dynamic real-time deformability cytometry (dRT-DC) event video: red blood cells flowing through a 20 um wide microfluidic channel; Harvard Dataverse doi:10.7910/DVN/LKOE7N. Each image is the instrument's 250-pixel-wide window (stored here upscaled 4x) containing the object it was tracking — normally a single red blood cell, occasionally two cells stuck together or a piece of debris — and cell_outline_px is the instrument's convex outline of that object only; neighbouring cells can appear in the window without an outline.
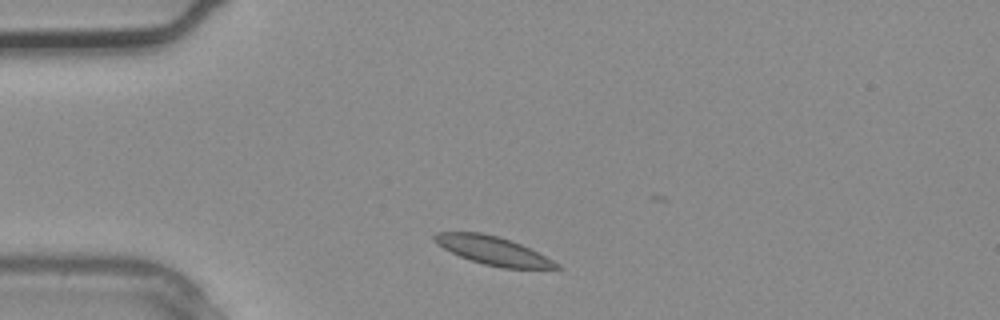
{"species": "common noctule bat (a hibernating species)", "species_latin": "Nyctalus noctula", "temperature_condition": "warm", "stored_images_in_passage": 1, "camera_frame_rate_fps": 3000, "um_per_image_px": 0.085, "animal": {"sex": "male", "body_mass_g": 20.4}, "frame": {"image": 1, "passage_image": 1, "time_ms": 0.0, "image_size_px": [1000, 320], "cell_outline_px": [[564, 268], [504, 268], [484, 264], [460, 256], [436, 244], [432, 240], [432, 236], [436, 232], [480, 232], [496, 236], [520, 244], [560, 264]], "centroid_in_image_um": [41.85, 21.29], "position_along_channel_um": 43.1, "area_um2": 19.77}}